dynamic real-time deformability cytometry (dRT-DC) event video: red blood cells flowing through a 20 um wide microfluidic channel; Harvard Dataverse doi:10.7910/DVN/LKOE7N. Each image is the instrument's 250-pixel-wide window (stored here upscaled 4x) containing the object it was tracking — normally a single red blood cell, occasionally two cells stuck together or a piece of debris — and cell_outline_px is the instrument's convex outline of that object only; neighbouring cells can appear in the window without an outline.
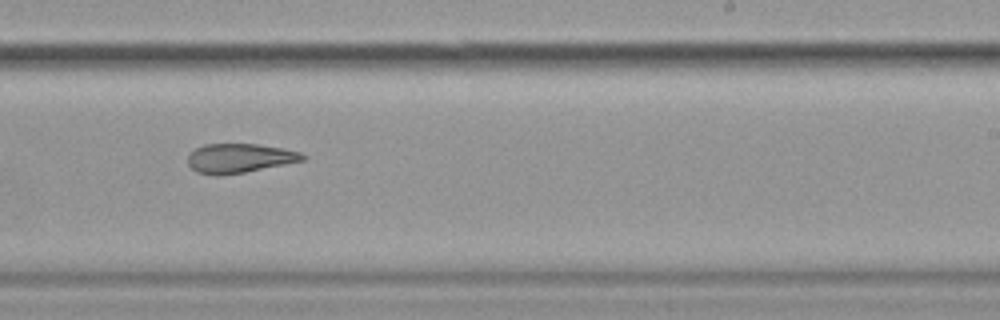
{"species": "common noctule bat (a hibernating species)", "species_latin": "Nyctalus noctula", "temperature_condition": "cold", "stored_images_in_passage": 17, "camera_frame_rate_fps": 3000, "um_per_image_px": 0.085, "animal": {"sex": "female", "body_mass_g": 19.9}, "frame": {"image": 1, "passage_image": 12, "time_ms": 3.667, "image_size_px": [1000, 320], "cell_outline_px": [[308, 156], [304, 160], [244, 172], [216, 176], [196, 172], [188, 164], [188, 156], [196, 148], [204, 144], [256, 144], [284, 148], [300, 152]], "centroid_in_image_um": [20.35, 13.44], "position_along_channel_um": 268.6, "area_um2": 19.48}}